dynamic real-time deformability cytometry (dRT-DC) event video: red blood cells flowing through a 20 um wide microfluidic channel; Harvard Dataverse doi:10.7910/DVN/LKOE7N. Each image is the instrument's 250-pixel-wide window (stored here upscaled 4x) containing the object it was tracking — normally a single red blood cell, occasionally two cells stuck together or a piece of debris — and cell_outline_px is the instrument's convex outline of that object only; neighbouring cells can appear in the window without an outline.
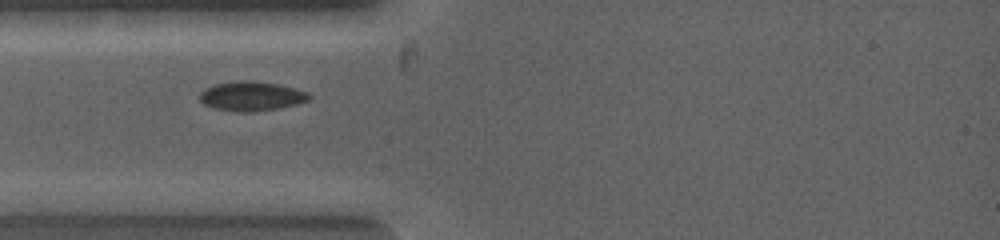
{"species": "common noctule bat (a hibernating species)", "species_latin": "Nyctalus noctula", "temperature_condition": "warm", "stored_images_in_passage": 4, "camera_frame_rate_fps": 5000, "um_per_image_px": 0.085, "animal": {"sex": "female", "body_mass_g": 19.0, "forearm_length_mm": 53.3}, "frame": {"image": 1, "passage_image": 1, "time_ms": 0.0, "image_size_px": [1000, 240], "cell_outline_px": [[312, 96], [308, 100], [296, 104], [276, 108], [252, 112], [244, 112], [212, 108], [204, 104], [200, 100], [200, 92], [216, 84], [244, 80], [276, 84], [308, 92]], "centroid_in_image_um": [21.36, 8.18], "position_along_channel_um": 63.6, "area_um2": 18.26}}